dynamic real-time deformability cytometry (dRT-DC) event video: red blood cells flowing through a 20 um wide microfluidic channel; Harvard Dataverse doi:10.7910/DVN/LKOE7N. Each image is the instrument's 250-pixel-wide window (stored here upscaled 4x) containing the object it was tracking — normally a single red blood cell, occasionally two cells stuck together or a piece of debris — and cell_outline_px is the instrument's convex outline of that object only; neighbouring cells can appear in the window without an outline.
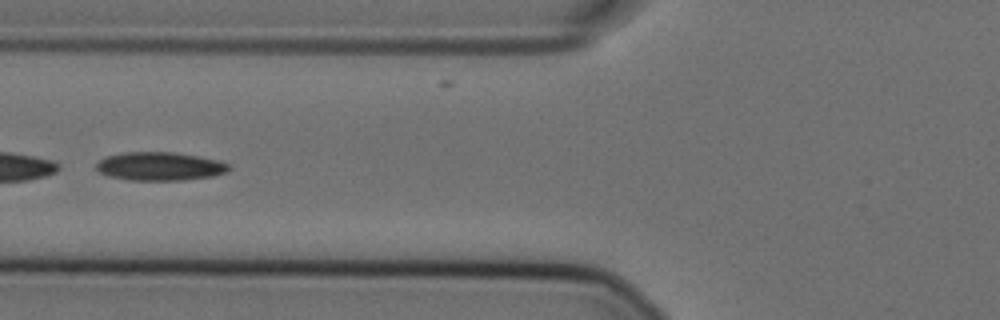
{"species": "Egyptian fruit bat (a non-hibernating species)", "species_latin": "Rousettus aegyptiacus", "temperature_condition": "cold", "stored_images_in_passage": 47, "camera_frame_rate_fps": 3000, "um_per_image_px": 0.085, "animal": {"sex": "female"}, "frame": {"image": 1, "passage_image": 14, "time_ms": 4.333, "image_size_px": [1000, 320], "cell_outline_px": [[232, 168], [224, 172], [212, 176], [184, 180], [128, 180], [108, 176], [100, 172], [96, 168], [96, 164], [100, 160], [108, 156], [124, 152], [172, 152], [220, 160], [228, 164]], "centroid_in_image_um": [13.58, 14.14], "position_along_channel_um": 112.2, "area_um2": 21.85}}
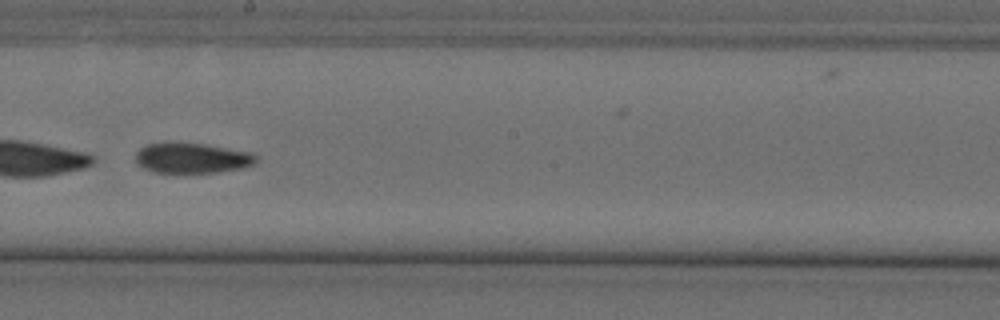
{"frame": {"image": 2, "passage_image": 24, "time_ms": 7.667, "image_size_px": [1000, 320], "cell_outline_px": [[256, 160], [252, 164], [244, 168], [216, 172], [152, 172], [136, 164], [136, 152], [140, 148], [148, 144], [168, 140], [180, 140], [252, 152], [256, 156]], "centroid_in_image_um": [16.26, 13.39], "position_along_channel_um": 231.9, "area_um2": 21.79}, "authors_computed_cell_mechanics": {"area_um2": 22.3686, "velocity_mm_per_s": 3.5869, "shape_relaxation_time_tau1_ms": 6.0376, "shape_relaxation_time_tau2_ms": 4.9843, "deformation_change_tau1": 0.1784, "deformation_change_tau2": 0.1079}}